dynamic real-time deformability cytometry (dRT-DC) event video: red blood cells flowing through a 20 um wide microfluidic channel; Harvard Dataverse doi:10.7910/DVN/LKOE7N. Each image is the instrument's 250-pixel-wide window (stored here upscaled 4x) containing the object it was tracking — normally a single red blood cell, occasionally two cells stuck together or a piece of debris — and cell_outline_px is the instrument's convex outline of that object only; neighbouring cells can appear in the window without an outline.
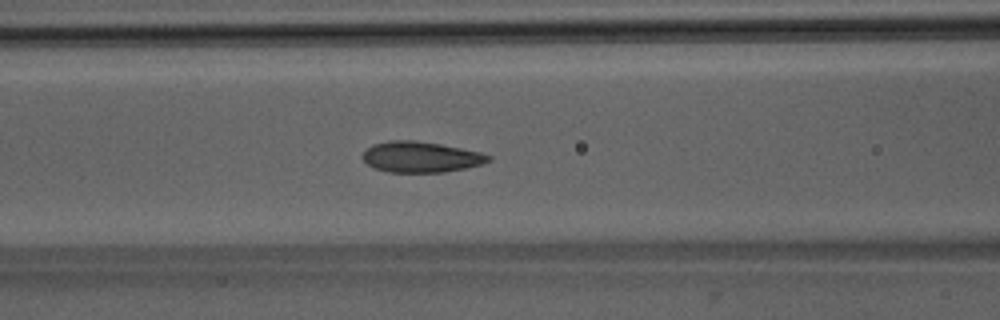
{"species": "Egyptian fruit bat (a non-hibernating species)", "species_latin": "Rousettus aegyptiacus", "temperature_condition": "room temperature", "stored_images_in_passage": 37, "camera_frame_rate_fps": 3000, "um_per_image_px": 0.085, "animal": {"sex": "male"}, "frame": {"image": 1, "passage_image": 7, "time_ms": 2.0, "image_size_px": [1000, 320], "cell_outline_px": [[492, 160], [480, 164], [464, 168], [444, 172], [388, 172], [376, 168], [368, 164], [360, 156], [372, 144], [388, 140], [416, 140], [440, 144], [480, 152], [492, 156]], "centroid_in_image_um": [35.75, 13.33], "position_along_channel_um": 130.8, "area_um2": 22.48}}
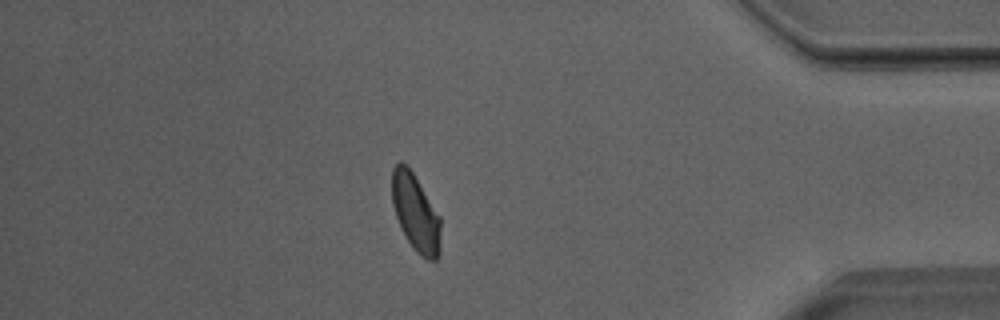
{"frame": {"image": 2, "passage_image": 30, "time_ms": 9.667, "image_size_px": [1000, 320], "cell_outline_px": [[440, 252], [436, 260], [428, 260], [420, 256], [412, 248], [400, 228], [392, 204], [392, 168], [400, 160], [408, 164], [440, 216]], "centroid_in_image_um": [35.31, 18.07], "position_along_channel_um": 399.9, "area_um2": 22.25}}
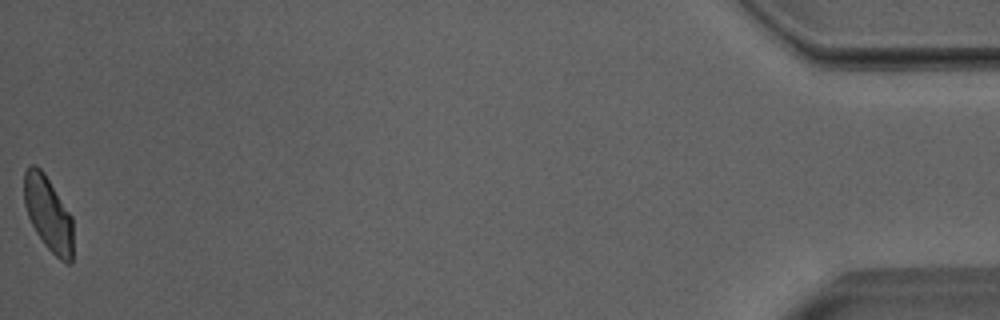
{"frame": {"image": 3, "passage_image": 37, "time_ms": 12.0, "image_size_px": [1000, 320], "cell_outline_px": [[72, 264], [68, 264], [60, 260], [44, 244], [36, 232], [28, 216], [24, 204], [24, 172], [28, 164], [36, 164], [44, 172], [72, 216]], "centroid_in_image_um": [4.09, 18.14], "position_along_channel_um": 431.1, "area_um2": 21.39}, "authors_computed_cell_mechanics": {"area_um2": 22.0796, "velocity_mm_per_s": 3.9881, "shape_relaxation_time_tau1_ms": 3.5313, "shape_relaxation_time_tau2_ms": 1.2829, "deformation_change_tau1": 0.1258, "deformation_change_tau2": 0.0601}}